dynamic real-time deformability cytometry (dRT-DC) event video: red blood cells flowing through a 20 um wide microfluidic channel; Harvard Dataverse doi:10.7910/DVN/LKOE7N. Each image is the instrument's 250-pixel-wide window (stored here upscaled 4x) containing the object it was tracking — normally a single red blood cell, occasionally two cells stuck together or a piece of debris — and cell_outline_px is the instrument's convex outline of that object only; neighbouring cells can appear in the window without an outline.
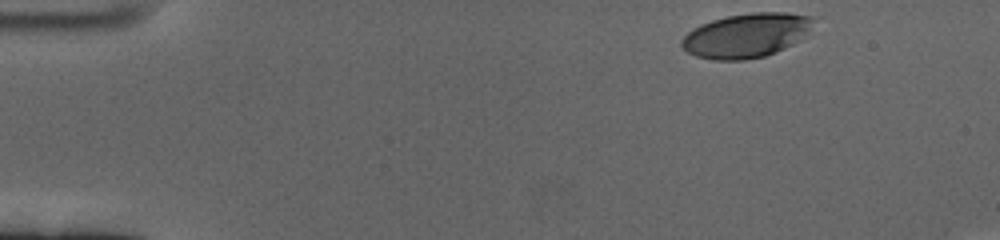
{"species": "human", "species_latin": "Homo sapiens", "temperature_condition": "cold", "stored_images_in_passage": 53, "camera_frame_rate_fps": 3000, "um_per_image_px": 0.085, "donor": {"sex": "female"}, "frame": {"image": 1, "passage_image": 1, "time_ms": 0.0, "image_size_px": [1000, 240], "cell_outline_px": [[820, 16], [800, 40], [776, 52], [764, 56], [744, 60], [712, 60], [696, 56], [688, 52], [680, 44], [680, 40], [692, 28], [700, 24], [712, 20], [728, 16], [752, 12], [788, 12]], "centroid_in_image_um": [63.48, 2.99], "position_along_channel_um": 21.5, "area_um2": 34.33}}
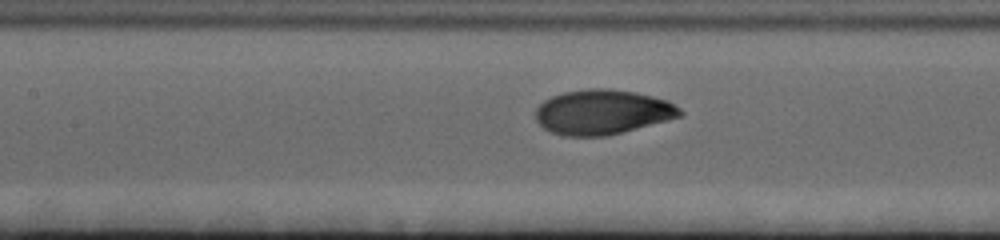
{"frame": {"image": 2, "passage_image": 22, "time_ms": 7.0, "image_size_px": [1000, 240], "cell_outline_px": [[684, 116], [604, 136], [564, 136], [552, 132], [544, 128], [536, 120], [536, 108], [544, 100], [552, 96], [564, 92], [588, 88], [608, 88], [636, 92], [668, 100], [680, 108], [684, 112]], "centroid_in_image_um": [51.23, 9.51], "position_along_channel_um": 156.2, "area_um2": 37.69}}
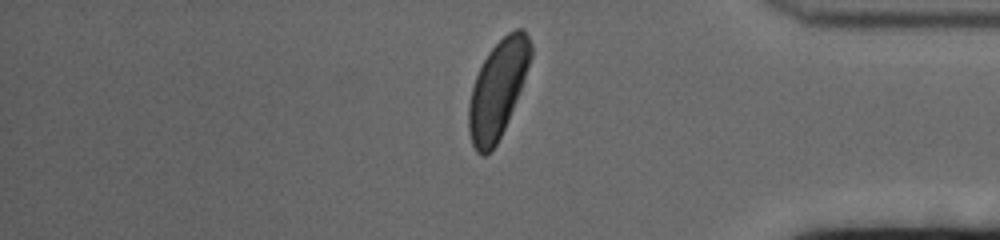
{"frame": {"image": 3, "passage_image": 45, "time_ms": 14.667, "image_size_px": [1000, 240], "cell_outline_px": [[532, 56], [508, 120], [496, 144], [484, 156], [480, 156], [476, 152], [472, 144], [468, 132], [468, 104], [472, 88], [476, 76], [488, 52], [508, 32], [516, 28], [524, 28], [532, 44]], "centroid_in_image_um": [42.29, 7.57], "position_along_channel_um": 392.9, "area_um2": 34.74}}